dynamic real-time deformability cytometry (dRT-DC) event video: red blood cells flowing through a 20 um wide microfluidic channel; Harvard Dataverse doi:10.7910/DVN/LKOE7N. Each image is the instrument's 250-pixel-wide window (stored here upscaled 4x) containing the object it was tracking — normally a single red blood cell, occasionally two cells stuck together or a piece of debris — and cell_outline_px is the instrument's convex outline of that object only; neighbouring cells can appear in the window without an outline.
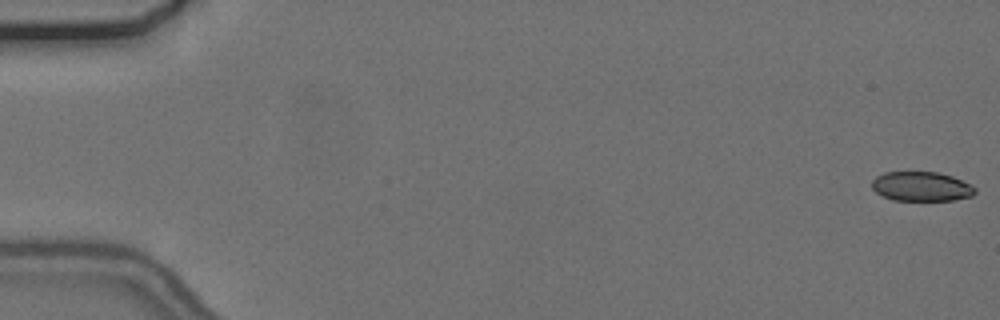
{"species": "common noctule bat (a hibernating species)", "species_latin": "Nyctalus noctula", "temperature_condition": "cold", "stored_images_in_passage": 57, "camera_frame_rate_fps": 3000, "um_per_image_px": 0.085, "animal": {"sex": "female", "body_mass_g": 24.6, "forearm_length_mm": 56.2}, "frame": {"image": 1, "passage_image": 1, "time_ms": 0.0, "image_size_px": [1000, 320], "cell_outline_px": [[976, 192], [972, 196], [952, 200], [892, 200], [876, 192], [872, 188], [872, 180], [876, 176], [884, 172], [936, 172], [952, 176], [976, 188]], "centroid_in_image_um": [78.29, 15.85], "position_along_channel_um": 6.7, "area_um2": 17.57}}
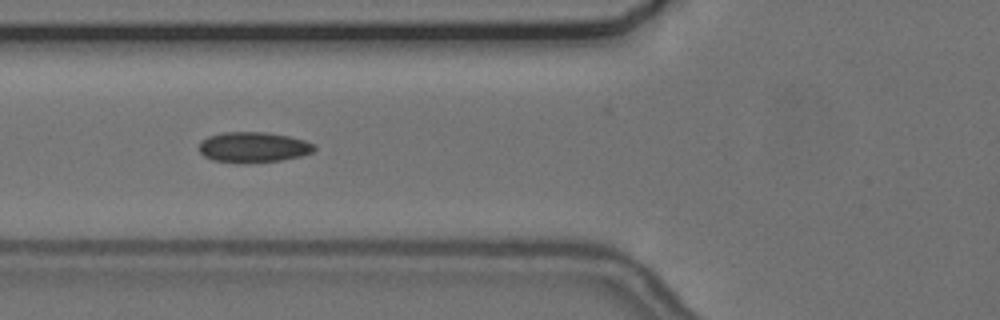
{"frame": {"image": 2, "passage_image": 22, "time_ms": 7.0, "image_size_px": [1000, 320], "cell_outline_px": [[316, 148], [312, 152], [300, 156], [280, 160], [248, 164], [244, 164], [212, 160], [204, 156], [200, 152], [200, 140], [208, 136], [224, 132], [268, 132], [288, 136], [304, 140], [312, 144]], "centroid_in_image_um": [21.5, 12.52], "position_along_channel_um": 104.3, "area_um2": 20.58}}
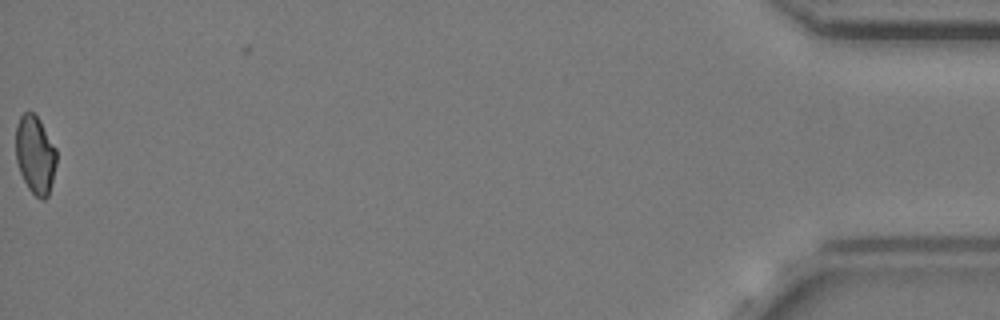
{"frame": {"image": 3, "passage_image": 57, "time_ms": 18.667, "image_size_px": [1000, 320], "cell_outline_px": [[56, 164], [48, 196], [44, 200], [40, 200], [28, 188], [20, 172], [16, 160], [16, 124], [20, 116], [24, 112], [32, 112], [40, 120], [56, 148]], "centroid_in_image_um": [2.99, 13.15], "position_along_channel_um": 432.2, "area_um2": 18.5}, "authors_computed_cell_mechanics": {"area_um2": 19.4208, "velocity_mm_per_s": 3.6698, "shape_relaxation_time_tau1_ms": null, "shape_relaxation_time_tau2_ms": 4.2182, "deformation_change_tau1": null, "deformation_change_tau2": 0.0729}}